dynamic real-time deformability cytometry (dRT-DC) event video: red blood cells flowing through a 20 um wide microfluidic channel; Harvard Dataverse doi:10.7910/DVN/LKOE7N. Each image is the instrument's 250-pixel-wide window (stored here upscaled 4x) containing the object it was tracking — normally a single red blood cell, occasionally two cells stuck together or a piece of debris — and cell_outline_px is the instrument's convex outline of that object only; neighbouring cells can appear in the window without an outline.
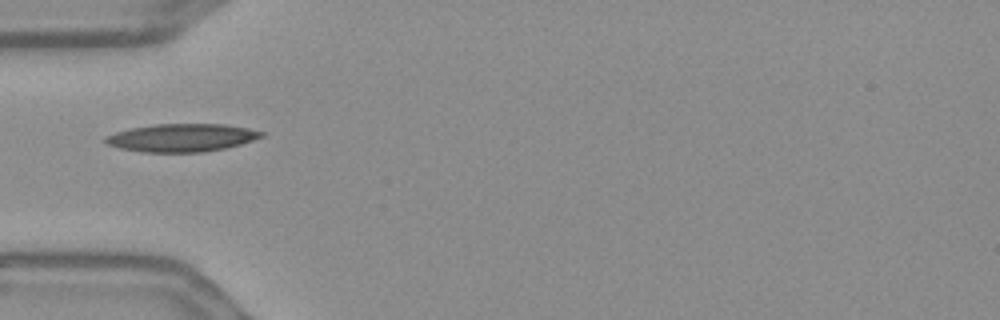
{"species": "Egyptian fruit bat (a non-hibernating species)", "species_latin": "Rousettus aegyptiacus", "temperature_condition": "warm", "stored_images_in_passage": 39, "camera_frame_rate_fps": 3000, "um_per_image_px": 0.085, "frame": {"image": 1, "passage_image": 1, "time_ms": 0.0, "image_size_px": [1000, 320], "cell_outline_px": [[264, 136], [240, 144], [224, 148], [204, 152], [140, 152], [120, 148], [104, 144], [104, 136], [128, 128], [156, 124], [224, 124], [248, 128], [264, 132]], "centroid_in_image_um": [15.39, 11.7], "position_along_channel_um": 69.6, "area_um2": 25.49}}
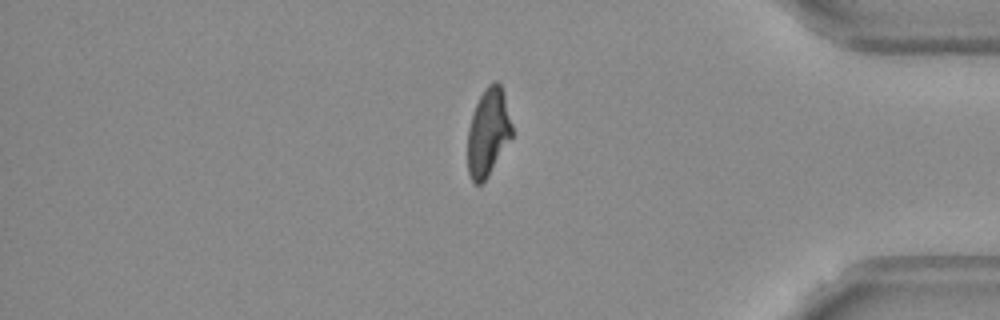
{"frame": {"image": 2, "passage_image": 30, "time_ms": 9.667, "image_size_px": [1000, 320], "cell_outline_px": [[512, 136], [488, 176], [480, 184], [476, 184], [472, 180], [468, 172], [468, 128], [476, 104], [484, 88], [492, 80], [496, 80], [500, 84], [504, 92], [512, 124]], "centroid_in_image_um": [41.5, 11.2], "position_along_channel_um": 393.7, "area_um2": 22.54}}
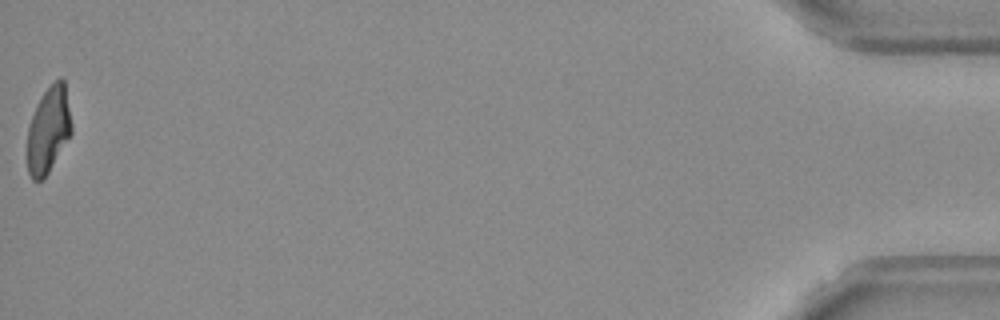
{"frame": {"image": 3, "passage_image": 39, "time_ms": 12.667, "image_size_px": [1000, 320], "cell_outline_px": [[72, 132], [48, 172], [40, 180], [32, 180], [28, 172], [28, 128], [36, 104], [44, 92], [60, 76], [64, 80], [72, 124]], "centroid_in_image_um": [4.12, 11.01], "position_along_channel_um": 431.1, "area_um2": 21.79}, "authors_computed_cell_mechanics": {"area_um2": 23.5246, "velocity_mm_per_s": 3.6378, "shape_relaxation_time_tau1_ms": 6.8231, "shape_relaxation_time_tau2_ms": 1.8019, "deformation_change_tau1": 0.2281, "deformation_change_tau2": 0.0748}}